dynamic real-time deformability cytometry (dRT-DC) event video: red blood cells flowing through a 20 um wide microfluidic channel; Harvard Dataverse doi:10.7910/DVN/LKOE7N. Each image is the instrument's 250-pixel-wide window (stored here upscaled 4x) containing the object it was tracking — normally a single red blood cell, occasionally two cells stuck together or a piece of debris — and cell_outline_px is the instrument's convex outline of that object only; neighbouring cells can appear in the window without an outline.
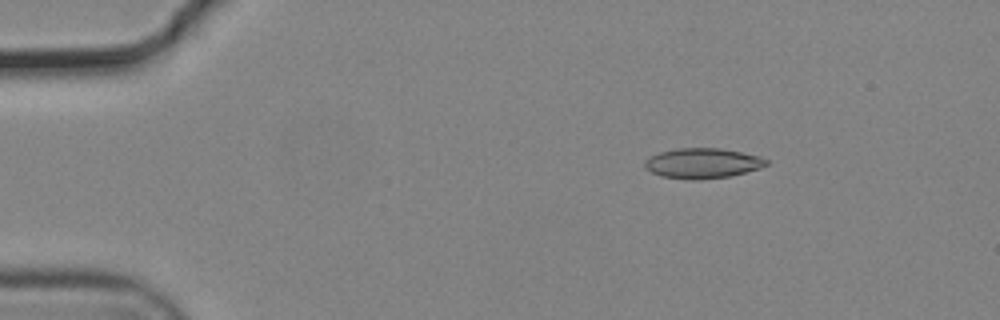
{"species": "common noctule bat (a hibernating species)", "species_latin": "Nyctalus noctula", "temperature_condition": "cold", "stored_images_in_passage": 55, "camera_frame_rate_fps": 3000, "um_per_image_px": 0.085, "animal": {"sex": "male", "body_mass_g": 19.2, "forearm_length_mm": 51.8}, "frame": {"image": 1, "passage_image": 9, "time_ms": 2.667, "image_size_px": [1000, 320], "cell_outline_px": [[768, 164], [760, 168], [728, 176], [696, 180], [692, 180], [660, 176], [644, 168], [644, 160], [660, 152], [676, 148], [720, 148], [760, 156], [768, 160]], "centroid_in_image_um": [59.69, 13.87], "position_along_channel_um": 25.3, "area_um2": 21.27}}
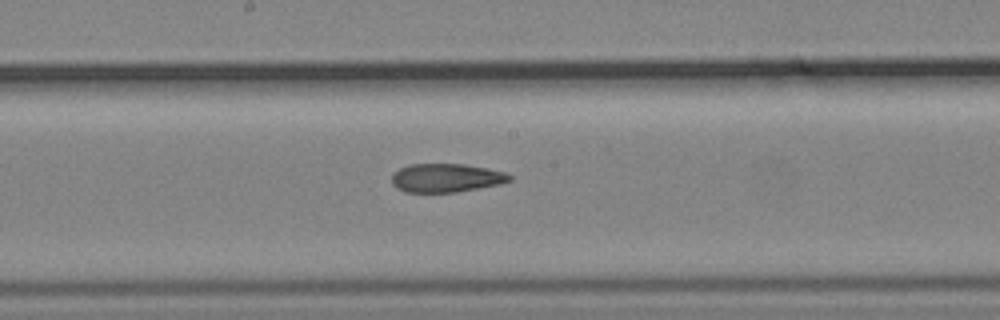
{"frame": {"image": 2, "passage_image": 30, "time_ms": 9.667, "image_size_px": [1000, 320], "cell_outline_px": [[512, 180], [500, 184], [456, 192], [404, 192], [396, 188], [392, 184], [392, 172], [408, 164], [464, 164], [488, 168], [504, 172], [512, 176]], "centroid_in_image_um": [37.9, 15.12], "position_along_channel_um": 210.3, "area_um2": 19.77}}
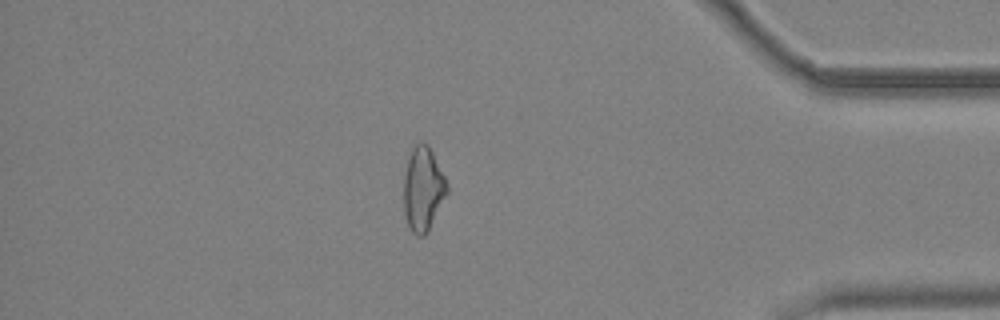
{"frame": {"image": 3, "passage_image": 48, "time_ms": 15.667, "image_size_px": [1000, 320], "cell_outline_px": [[448, 192], [428, 232], [424, 236], [416, 236], [412, 232], [408, 224], [404, 212], [404, 172], [412, 148], [420, 140], [428, 144], [448, 184]], "centroid_in_image_um": [35.96, 16.07], "position_along_channel_um": 399.2, "area_um2": 21.21}, "authors_computed_cell_mechanics": {"area_um2": 20.9236, "velocity_mm_per_s": 3.7292, "shape_relaxation_time_tau1_ms": null, "shape_relaxation_time_tau2_ms": 6.2802, "deformation_change_tau1": null, "deformation_change_tau2": 0.1503}}